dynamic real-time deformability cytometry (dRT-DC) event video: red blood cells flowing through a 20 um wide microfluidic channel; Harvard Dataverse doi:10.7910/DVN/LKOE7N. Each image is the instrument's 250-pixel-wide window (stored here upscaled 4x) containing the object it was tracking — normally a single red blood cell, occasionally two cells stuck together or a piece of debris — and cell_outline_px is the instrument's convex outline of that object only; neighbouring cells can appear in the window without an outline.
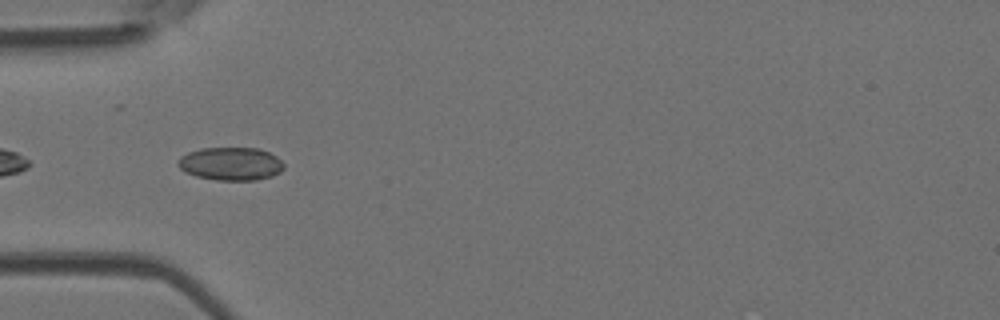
{"species": "Egyptian fruit bat (a non-hibernating species)", "species_latin": "Rousettus aegyptiacus", "temperature_condition": "room temperature", "stored_images_in_passage": 20, "camera_frame_rate_fps": 3000, "um_per_image_px": 0.085, "animal": {"sex": "female"}, "frame": {"image": 1, "passage_image": 15, "time_ms": 4.667, "image_size_px": [1000, 320], "cell_outline_px": [[284, 168], [280, 172], [272, 176], [256, 180], [216, 180], [196, 176], [184, 172], [176, 164], [176, 160], [180, 156], [188, 152], [200, 148], [260, 148], [276, 156], [284, 164]], "centroid_in_image_um": [19.58, 13.92], "position_along_channel_um": 65.4, "area_um2": 20.63}}